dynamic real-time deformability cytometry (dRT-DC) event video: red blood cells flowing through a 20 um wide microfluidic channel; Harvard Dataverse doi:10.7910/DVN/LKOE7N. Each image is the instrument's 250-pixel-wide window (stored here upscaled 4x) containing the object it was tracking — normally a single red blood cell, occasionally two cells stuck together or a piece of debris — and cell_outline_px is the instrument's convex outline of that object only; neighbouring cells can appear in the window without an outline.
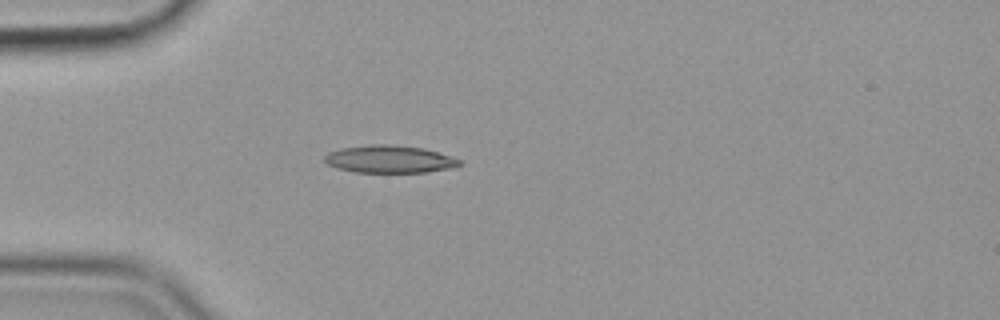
{"species": "common noctule bat (a hibernating species)", "species_latin": "Nyctalus noctula", "temperature_condition": "cold", "stored_images_in_passage": 41, "camera_frame_rate_fps": 3000, "um_per_image_px": 0.085, "animal": {"sex": "female", "body_mass_g": 19.9}, "frame": {"image": 1, "passage_image": 1, "time_ms": 0.0, "image_size_px": [1000, 320], "cell_outline_px": [[460, 164], [452, 168], [428, 172], [356, 172], [336, 168], [328, 164], [324, 160], [324, 156], [328, 152], [344, 148], [372, 144], [392, 144], [424, 148], [460, 160]], "centroid_in_image_um": [33.08, 13.53], "position_along_channel_um": 51.9, "area_um2": 21.44}}
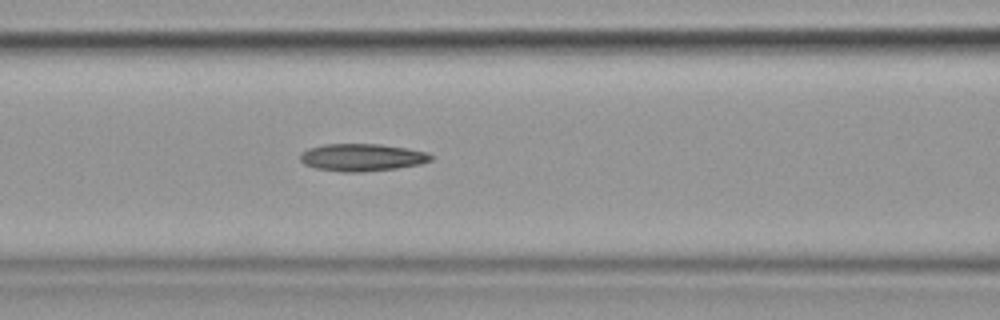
{"frame": {"image": 2, "passage_image": 9, "time_ms": 2.667, "image_size_px": [1000, 320], "cell_outline_px": [[432, 160], [420, 164], [396, 168], [360, 172], [340, 172], [316, 168], [304, 164], [300, 160], [300, 152], [308, 148], [324, 144], [380, 144], [408, 148], [428, 152], [432, 156]], "centroid_in_image_um": [30.75, 13.37], "position_along_channel_um": 135.8, "area_um2": 20.98}}
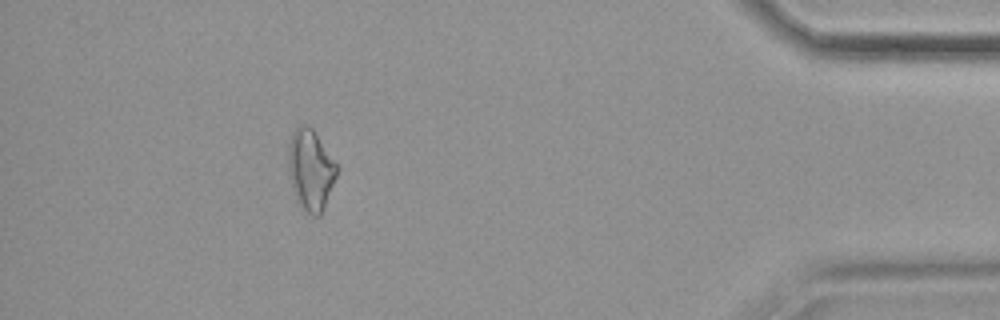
{"frame": {"image": 3, "passage_image": 36, "time_ms": 11.667, "image_size_px": [1000, 320], "cell_outline_px": [[340, 168], [320, 216], [312, 216], [296, 204], [292, 192], [288, 172], [288, 144], [296, 128], [304, 124], [308, 124], [312, 128]], "centroid_in_image_um": [26.38, 14.47], "position_along_channel_um": 408.8, "area_um2": 23.18}, "authors_computed_cell_mechanics": {"area_um2": 20.4612, "velocity_mm_per_s": 3.5787, "shape_relaxation_time_tau1_ms": 7.8206, "shape_relaxation_time_tau2_ms": 6.0204, "deformation_change_tau1": 0.1874, "deformation_change_tau2": 0.1764}}